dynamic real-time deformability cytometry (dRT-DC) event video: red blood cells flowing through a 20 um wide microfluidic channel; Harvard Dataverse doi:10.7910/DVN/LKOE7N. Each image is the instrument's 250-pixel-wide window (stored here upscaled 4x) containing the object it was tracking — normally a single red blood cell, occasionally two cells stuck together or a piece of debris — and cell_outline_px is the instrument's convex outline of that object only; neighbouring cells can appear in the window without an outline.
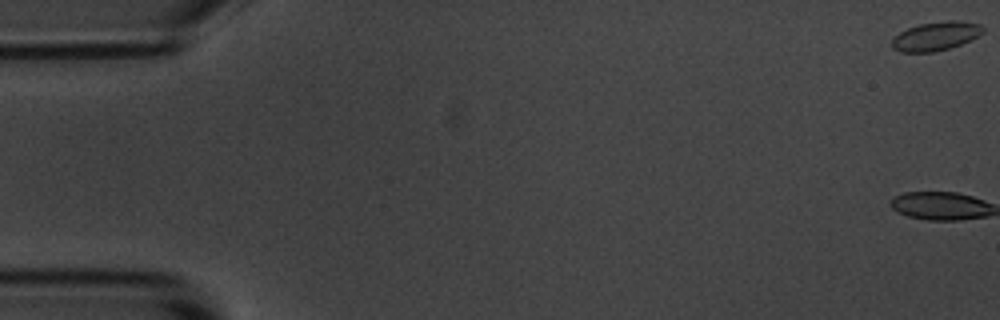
{"species": "common noctule bat (a hibernating species)", "species_latin": "Nyctalus noctula", "temperature_condition": "room temperature", "stored_images_in_passage": 6, "camera_frame_rate_fps": 3000, "um_per_image_px": 0.085, "animal": {"sex": "male", "body_mass_g": 20.1, "forearm_length_mm": 53.5}, "frame": {"image": 1, "passage_image": 1, "time_ms": 0.0, "image_size_px": [1000, 320], "cell_outline_px": [[984, 32], [972, 40], [948, 48], [932, 52], [900, 52], [892, 48], [892, 40], [900, 32], [908, 28], [920, 24], [948, 20], [956, 20], [980, 24], [984, 28]], "centroid_in_image_um": [79.56, 3.07], "position_along_channel_um": 5.4, "area_um2": 15.2}}